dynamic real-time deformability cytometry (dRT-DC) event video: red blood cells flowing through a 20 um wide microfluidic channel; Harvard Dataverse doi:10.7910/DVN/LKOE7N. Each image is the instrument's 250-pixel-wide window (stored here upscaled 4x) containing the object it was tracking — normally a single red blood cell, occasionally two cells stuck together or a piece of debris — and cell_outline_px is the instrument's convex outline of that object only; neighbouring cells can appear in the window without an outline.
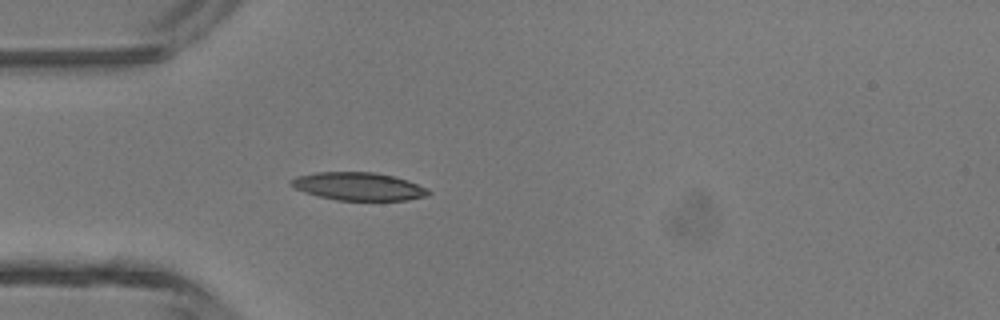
{"species": "common noctule bat (a hibernating species)", "species_latin": "Nyctalus noctula", "temperature_condition": "room temperature", "stored_images_in_passage": 1, "camera_frame_rate_fps": 3000, "um_per_image_px": 0.085, "animal": {"sex": "male", "body_mass_g": 13.3}, "frame": {"image": 1, "passage_image": 1, "time_ms": 0.0, "image_size_px": [1000, 320], "cell_outline_px": [[432, 192], [428, 196], [408, 200], [336, 200], [304, 192], [288, 184], [288, 180], [296, 176], [316, 172], [372, 172], [392, 176], [408, 180], [428, 188]], "centroid_in_image_um": [30.48, 15.84], "position_along_channel_um": 54.5, "area_um2": 22.48}}